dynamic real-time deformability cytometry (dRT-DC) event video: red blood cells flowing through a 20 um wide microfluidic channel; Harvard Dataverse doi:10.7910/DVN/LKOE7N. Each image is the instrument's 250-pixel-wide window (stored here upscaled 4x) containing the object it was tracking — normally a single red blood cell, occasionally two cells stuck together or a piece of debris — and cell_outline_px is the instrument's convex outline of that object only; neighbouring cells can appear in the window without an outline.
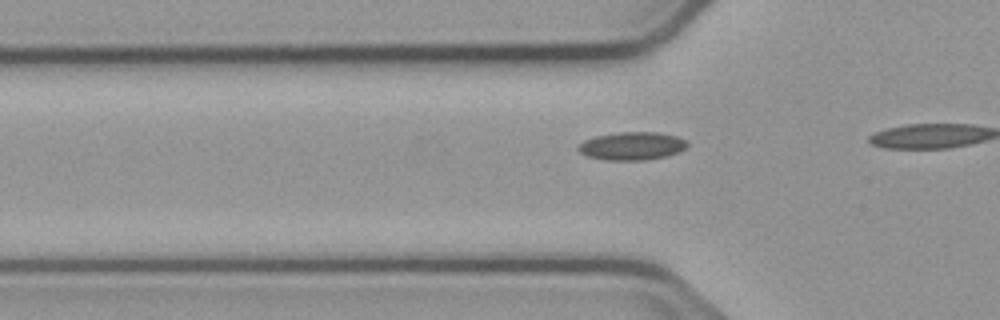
{"species": "common noctule bat (a hibernating species)", "species_latin": "Nyctalus noctula", "temperature_condition": "cold", "stored_images_in_passage": 12, "camera_frame_rate_fps": 3000, "um_per_image_px": 0.085, "animal": {"sex": "male", "body_mass_g": 23.1, "forearm_length_mm": 52.7}, "frame": {"image": 1, "passage_image": 9, "time_ms": 2.667, "image_size_px": [1000, 320], "cell_outline_px": [[688, 144], [680, 152], [668, 156], [648, 160], [604, 160], [588, 156], [580, 152], [576, 148], [584, 140], [596, 136], [620, 132], [656, 132], [676, 136], [684, 140]], "centroid_in_image_um": [53.72, 12.42], "position_along_channel_um": 72.1, "area_um2": 17.8}}